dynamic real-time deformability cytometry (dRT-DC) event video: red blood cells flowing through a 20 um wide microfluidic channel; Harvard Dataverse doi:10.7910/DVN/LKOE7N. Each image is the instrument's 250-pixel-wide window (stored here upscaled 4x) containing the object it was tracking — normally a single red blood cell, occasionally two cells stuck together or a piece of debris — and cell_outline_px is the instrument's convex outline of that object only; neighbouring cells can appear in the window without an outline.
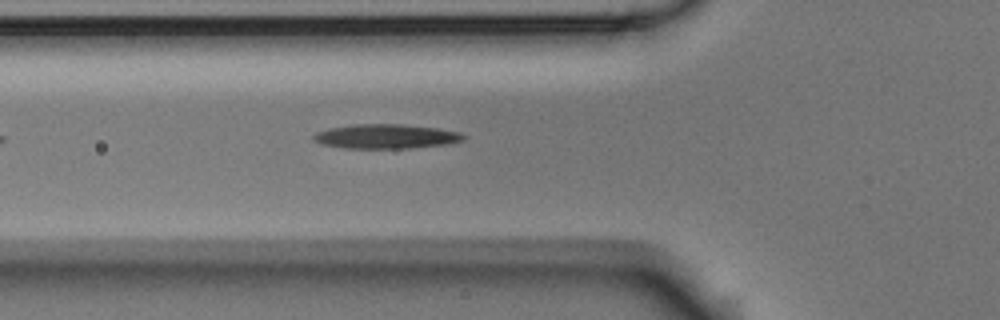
{"species": "Egyptian fruit bat (a non-hibernating species)", "species_latin": "Rousettus aegyptiacus", "temperature_condition": "room temperature", "stored_images_in_passage": 23, "camera_frame_rate_fps": 3000, "um_per_image_px": 0.085, "animal": {"sex": "male"}, "frame": {"image": 1, "passage_image": 3, "time_ms": 0.667, "image_size_px": [1000, 320], "cell_outline_px": [[468, 136], [464, 140], [448, 144], [412, 148], [344, 148], [320, 144], [312, 140], [312, 136], [316, 132], [328, 128], [356, 124], [400, 124], [436, 128], [460, 132]], "centroid_in_image_um": [32.8, 11.6], "position_along_channel_um": 93.0, "area_um2": 21.5}}
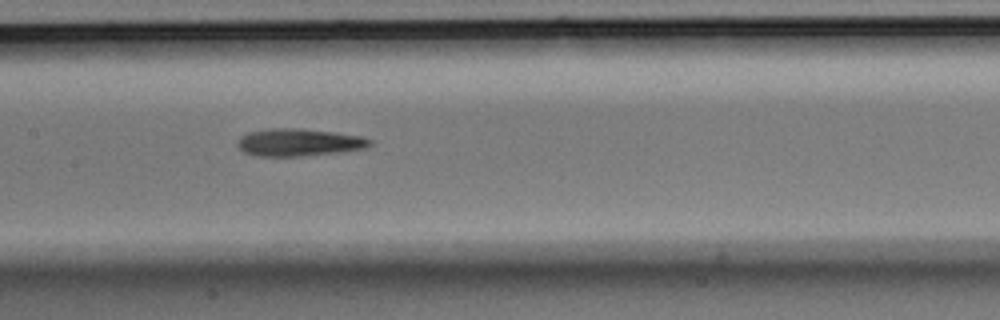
{"frame": {"image": 2, "passage_image": 10, "time_ms": 3.0, "image_size_px": [1000, 320], "cell_outline_px": [[372, 144], [364, 148], [344, 152], [300, 156], [256, 156], [244, 152], [236, 144], [236, 140], [240, 136], [248, 132], [268, 128], [300, 128], [332, 132], [360, 136], [372, 140]], "centroid_in_image_um": [25.37, 12.1], "position_along_channel_um": 182.0, "area_um2": 21.33}}
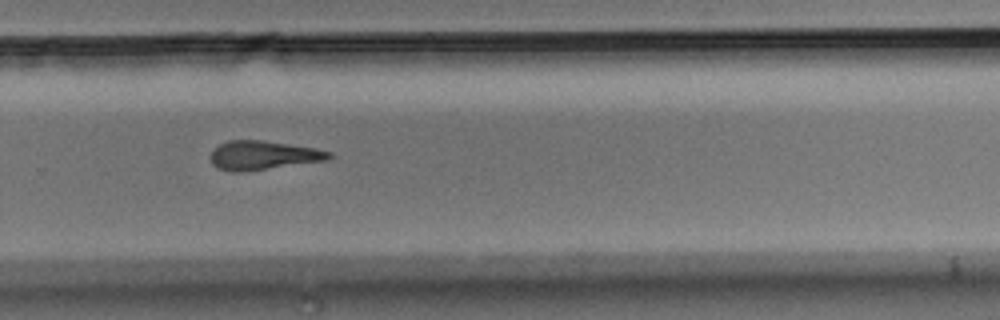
{"frame": {"image": 3, "passage_image": 20, "time_ms": 6.333, "image_size_px": [1000, 320], "cell_outline_px": [[332, 156], [328, 160], [248, 172], [232, 172], [216, 168], [212, 164], [212, 148], [228, 140], [260, 140], [316, 148], [332, 152]], "centroid_in_image_um": [22.36, 13.22], "position_along_channel_um": 307.4, "area_um2": 20.23}}